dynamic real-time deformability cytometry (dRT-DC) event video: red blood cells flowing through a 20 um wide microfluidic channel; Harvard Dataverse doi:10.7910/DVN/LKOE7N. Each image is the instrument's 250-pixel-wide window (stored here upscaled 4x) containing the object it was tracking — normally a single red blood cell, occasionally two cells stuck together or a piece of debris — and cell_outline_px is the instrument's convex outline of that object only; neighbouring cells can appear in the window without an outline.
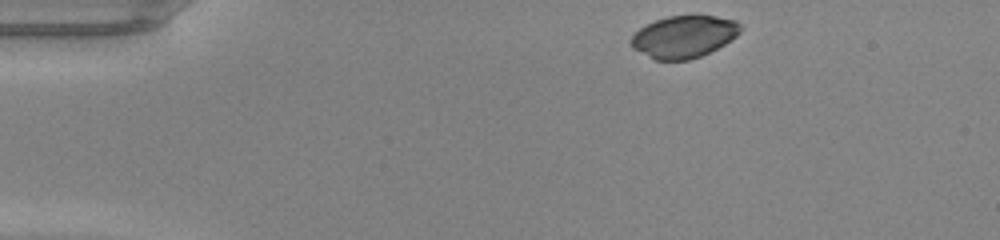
{"species": "common noctule bat (a hibernating species)", "species_latin": "Nyctalus noctula", "temperature_condition": "warm", "stored_images_in_passage": 42, "camera_frame_rate_fps": 3000, "um_per_image_px": 0.085, "animal": {"sex": "male", "body_mass_g": 20.0, "forearm_length_mm": 53.3}, "frame": {"image": 1, "passage_image": 1, "time_ms": 0.0, "image_size_px": [1000, 240], "cell_outline_px": [[740, 32], [736, 36], [724, 44], [700, 56], [688, 60], [656, 60], [632, 48], [628, 40], [640, 28], [656, 20], [668, 16], [716, 16], [736, 20], [740, 24]], "centroid_in_image_um": [58.11, 3.12], "position_along_channel_um": 26.9, "area_um2": 26.59}}
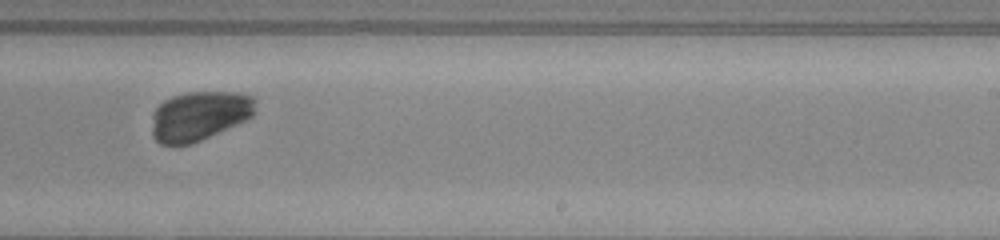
{"frame": {"image": 2, "passage_image": 24, "time_ms": 7.667, "image_size_px": [1000, 240], "cell_outline_px": [[256, 112], [252, 116], [236, 124], [192, 144], [160, 144], [152, 136], [152, 116], [156, 108], [164, 100], [172, 96], [188, 92], [236, 92], [252, 96], [256, 100]], "centroid_in_image_um": [16.94, 9.83], "position_along_channel_um": 272.1, "area_um2": 29.77}}
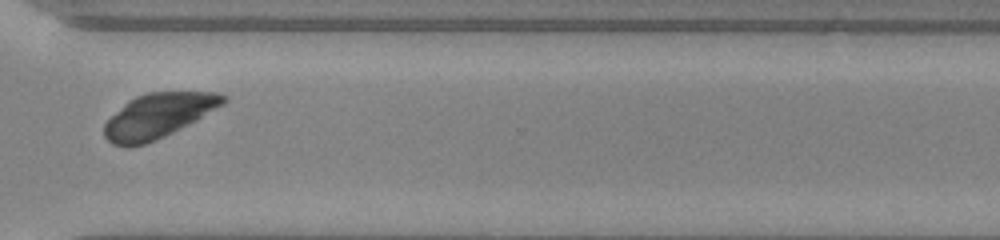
{"frame": {"image": 3, "passage_image": 30, "time_ms": 9.667, "image_size_px": [1000, 240], "cell_outline_px": [[228, 100], [224, 104], [196, 120], [164, 136], [144, 144], [124, 148], [112, 144], [104, 136], [104, 124], [128, 100], [136, 96], [148, 92], [220, 92], [228, 96]], "centroid_in_image_um": [13.46, 9.83], "position_along_channel_um": 357.1, "area_um2": 30.75}}